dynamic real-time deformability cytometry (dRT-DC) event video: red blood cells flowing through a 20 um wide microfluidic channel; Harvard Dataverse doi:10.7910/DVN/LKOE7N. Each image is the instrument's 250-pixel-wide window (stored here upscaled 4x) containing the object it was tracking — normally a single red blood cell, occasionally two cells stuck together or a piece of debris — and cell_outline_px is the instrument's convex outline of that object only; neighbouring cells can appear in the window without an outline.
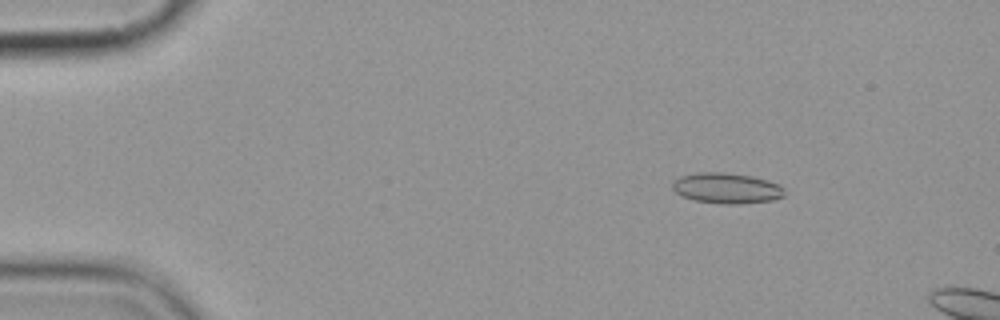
{"species": "common noctule bat (a hibernating species)", "species_latin": "Nyctalus noctula", "temperature_condition": "cold", "stored_images_in_passage": 4, "camera_frame_rate_fps": 3000, "um_per_image_px": 0.085, "animal": {"sex": "female", "body_mass_g": 19.9}, "frame": {"image": 1, "passage_image": 3, "time_ms": 2.333, "image_size_px": [1000, 320], "cell_outline_px": [[784, 196], [772, 200], [740, 204], [720, 204], [692, 200], [680, 196], [672, 188], [672, 180], [680, 176], [700, 172], [724, 172], [752, 176], [768, 180], [780, 184], [784, 188]], "centroid_in_image_um": [61.74, 16.0], "position_along_channel_um": 23.3, "area_um2": 20.29}}